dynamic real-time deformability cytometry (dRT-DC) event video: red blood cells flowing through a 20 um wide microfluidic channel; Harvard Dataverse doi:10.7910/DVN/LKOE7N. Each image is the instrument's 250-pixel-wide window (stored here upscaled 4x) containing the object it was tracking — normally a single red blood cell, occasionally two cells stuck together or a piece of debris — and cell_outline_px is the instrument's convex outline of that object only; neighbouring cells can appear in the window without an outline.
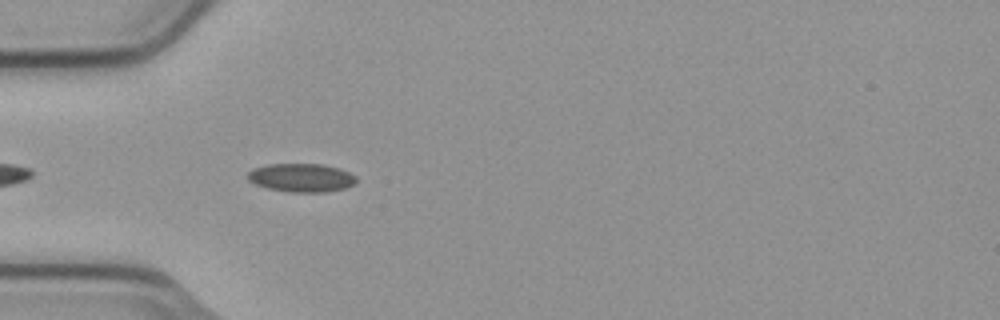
{"species": "common noctule bat (a hibernating species)", "species_latin": "Nyctalus noctula", "temperature_condition": "cold", "stored_images_in_passage": 26, "camera_frame_rate_fps": 3000, "um_per_image_px": 0.085, "animal": {"sex": "male", "body_mass_g": 23.1, "forearm_length_mm": 52.7}, "frame": {"image": 1, "passage_image": 4, "time_ms": 1.0, "image_size_px": [1000, 320], "cell_outline_px": [[356, 184], [344, 188], [328, 192], [292, 192], [268, 188], [256, 184], [248, 180], [248, 172], [252, 168], [268, 164], [324, 164], [340, 168], [356, 176]], "centroid_in_image_um": [25.64, 15.1], "position_along_channel_um": 59.4, "area_um2": 18.09}}
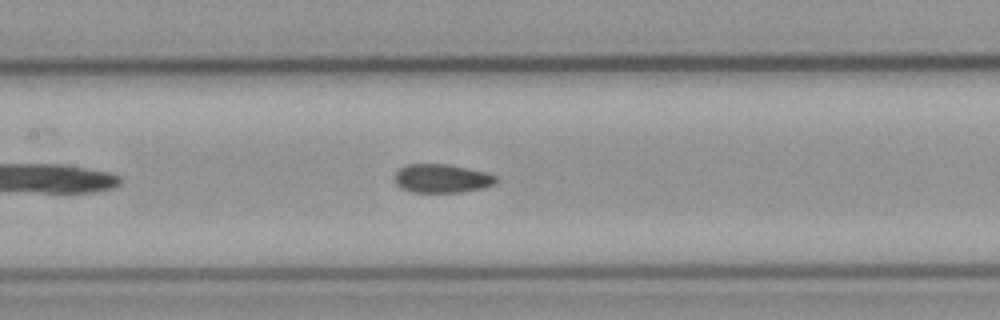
{"frame": {"image": 2, "passage_image": 13, "time_ms": 4.0, "image_size_px": [1000, 320], "cell_outline_px": [[500, 180], [496, 184], [484, 188], [460, 192], [412, 192], [400, 188], [396, 184], [392, 176], [400, 168], [408, 164], [448, 164], [484, 172], [496, 176]], "centroid_in_image_um": [37.55, 15.17], "position_along_channel_um": 169.9, "area_um2": 17.11}}
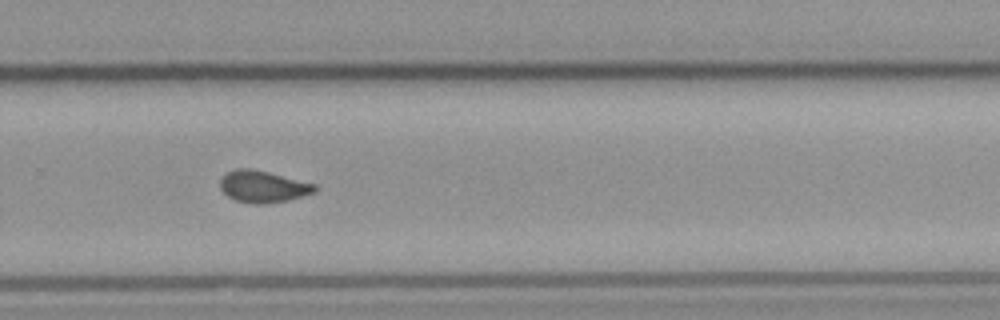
{"frame": {"image": 3, "passage_image": 24, "time_ms": 7.667, "image_size_px": [1000, 320], "cell_outline_px": [[316, 192], [288, 200], [264, 204], [256, 204], [236, 200], [228, 196], [220, 188], [220, 180], [228, 172], [236, 168], [248, 168], [268, 172], [316, 184]], "centroid_in_image_um": [22.36, 15.86], "position_along_channel_um": 307.4, "area_um2": 17.34}}